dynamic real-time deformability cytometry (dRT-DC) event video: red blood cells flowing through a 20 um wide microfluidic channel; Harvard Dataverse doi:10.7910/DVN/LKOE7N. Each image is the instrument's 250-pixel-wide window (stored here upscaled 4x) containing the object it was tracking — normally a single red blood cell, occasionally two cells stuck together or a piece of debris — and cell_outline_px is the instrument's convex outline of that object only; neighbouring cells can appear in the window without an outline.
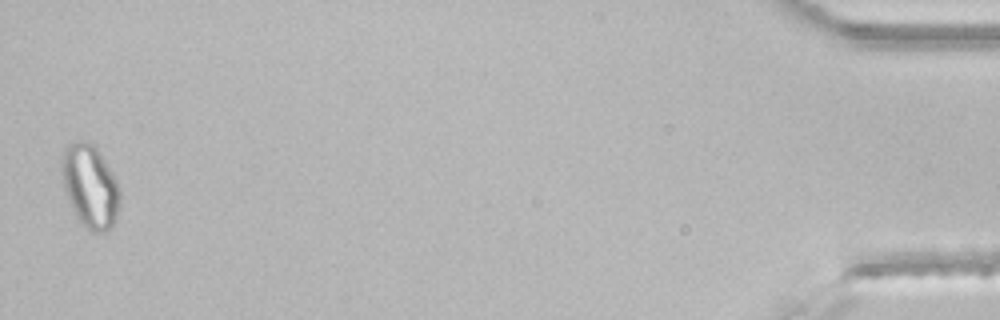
{"species": "common noctule bat (a hibernating species)", "species_latin": "Nyctalus noctula", "temperature_condition": "room temperature", "stored_images_in_passage": 46, "segment_of_instrument_passage": [2, 2], "camera_frame_rate_fps": 3000, "um_per_image_px": 0.085, "animal": {"sex": "male", "body_mass_g": 21.5, "forearm_length_mm": 52.0}, "frame": {"image": 1, "passage_image": 46, "time_ms": 15.0, "image_size_px": [1000, 320], "cell_outline_px": [[120, 204], [116, 216], [112, 224], [104, 232], [92, 232], [76, 216], [72, 208], [64, 188], [60, 168], [60, 160], [64, 148], [72, 140], [84, 140], [92, 144], [100, 152], [112, 172], [120, 188]], "centroid_in_image_um": [7.64, 15.77], "position_along_channel_um": 427.6, "area_um2": 28.21}}